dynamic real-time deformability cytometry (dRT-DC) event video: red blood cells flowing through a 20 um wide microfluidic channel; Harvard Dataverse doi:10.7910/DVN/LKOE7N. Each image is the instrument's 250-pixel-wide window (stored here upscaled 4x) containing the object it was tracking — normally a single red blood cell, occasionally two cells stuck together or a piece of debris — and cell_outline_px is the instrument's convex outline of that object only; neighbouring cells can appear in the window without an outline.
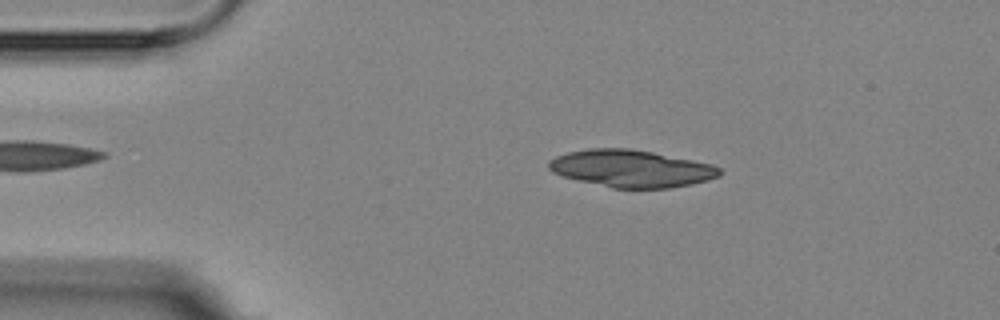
{"species": "Egyptian fruit bat (a non-hibernating species)", "species_latin": "Rousettus aegyptiacus", "temperature_condition": "room temperature", "stored_images_in_passage": 10, "segment_of_instrument_passage": [1, 2], "camera_frame_rate_fps": 3000, "um_per_image_px": 0.085, "animal": {"sex": "female"}, "frame": {"image": 1, "passage_image": 2, "time_ms": 1.0, "image_size_px": [1000, 320], "cell_outline_px": [[724, 172], [720, 176], [708, 180], [692, 184], [672, 188], [612, 188], [564, 176], [552, 172], [548, 168], [548, 160], [556, 156], [568, 152], [592, 148], [628, 148], [652, 152], [712, 164], [720, 168]], "centroid_in_image_um": [53.68, 14.33], "position_along_channel_um": 31.3, "area_um2": 36.99}}